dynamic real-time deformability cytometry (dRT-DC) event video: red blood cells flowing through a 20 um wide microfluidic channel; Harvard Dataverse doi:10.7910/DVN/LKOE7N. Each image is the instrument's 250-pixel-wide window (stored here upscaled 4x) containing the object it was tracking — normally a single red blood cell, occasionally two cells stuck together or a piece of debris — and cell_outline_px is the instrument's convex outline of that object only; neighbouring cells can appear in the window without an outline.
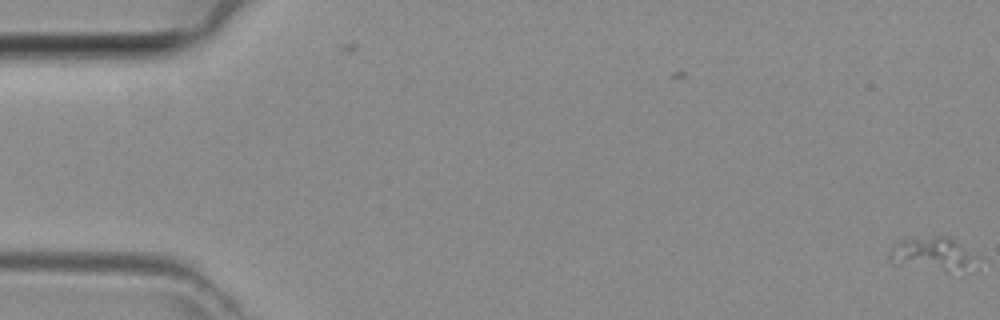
{"species": "common noctule bat (a hibernating species)", "species_latin": "Nyctalus noctula", "temperature_condition": "room temperature", "stored_images_in_passage": 2, "camera_frame_rate_fps": 3000, "um_per_image_px": 0.085, "animal": {"sex": "female", "body_mass_g": 29.2, "forearm_length_mm": 56.3}, "frame": {"image": 1, "passage_image": 2, "time_ms": 0.333, "image_size_px": [1000, 320], "cell_outline_px": [[984, 256], [976, 264], [948, 272], [944, 272], [892, 264], [888, 260], [888, 252], [892, 244], [900, 240], [936, 236], [948, 236]], "centroid_in_image_um": [79.31, 21.59], "position_along_channel_um": 5.7, "area_um2": 17.86}}